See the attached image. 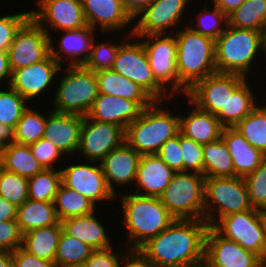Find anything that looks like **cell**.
I'll list each match as a JSON object with an SVG mask.
<instances>
[{"mask_svg":"<svg viewBox=\"0 0 266 267\" xmlns=\"http://www.w3.org/2000/svg\"><path fill=\"white\" fill-rule=\"evenodd\" d=\"M252 208L244 177L205 178L204 210L209 226L227 215Z\"/></svg>","mask_w":266,"mask_h":267,"instance_id":"52a82bcc","label":"cell"},{"mask_svg":"<svg viewBox=\"0 0 266 267\" xmlns=\"http://www.w3.org/2000/svg\"><path fill=\"white\" fill-rule=\"evenodd\" d=\"M62 183L61 169H46L28 178V198L35 201L54 202Z\"/></svg>","mask_w":266,"mask_h":267,"instance_id":"60d3db41","label":"cell"},{"mask_svg":"<svg viewBox=\"0 0 266 267\" xmlns=\"http://www.w3.org/2000/svg\"><path fill=\"white\" fill-rule=\"evenodd\" d=\"M36 1L37 8L29 9L31 17L49 37H52L53 32L77 30L87 26L81 0Z\"/></svg>","mask_w":266,"mask_h":267,"instance_id":"9a60e30c","label":"cell"},{"mask_svg":"<svg viewBox=\"0 0 266 267\" xmlns=\"http://www.w3.org/2000/svg\"><path fill=\"white\" fill-rule=\"evenodd\" d=\"M228 25L263 32L266 27V0H246L228 14Z\"/></svg>","mask_w":266,"mask_h":267,"instance_id":"74e56055","label":"cell"},{"mask_svg":"<svg viewBox=\"0 0 266 267\" xmlns=\"http://www.w3.org/2000/svg\"><path fill=\"white\" fill-rule=\"evenodd\" d=\"M49 111L43 138L49 140L66 158L76 156L83 116L59 113L52 109Z\"/></svg>","mask_w":266,"mask_h":267,"instance_id":"603a6c76","label":"cell"},{"mask_svg":"<svg viewBox=\"0 0 266 267\" xmlns=\"http://www.w3.org/2000/svg\"><path fill=\"white\" fill-rule=\"evenodd\" d=\"M180 146L183 156V171L203 175V145L180 133Z\"/></svg>","mask_w":266,"mask_h":267,"instance_id":"7dc6e473","label":"cell"},{"mask_svg":"<svg viewBox=\"0 0 266 267\" xmlns=\"http://www.w3.org/2000/svg\"><path fill=\"white\" fill-rule=\"evenodd\" d=\"M261 258L209 226L205 238L203 267H255Z\"/></svg>","mask_w":266,"mask_h":267,"instance_id":"ffe728a7","label":"cell"},{"mask_svg":"<svg viewBox=\"0 0 266 267\" xmlns=\"http://www.w3.org/2000/svg\"><path fill=\"white\" fill-rule=\"evenodd\" d=\"M54 207L60 222L67 218L90 214L98 209L91 200L63 183L55 195Z\"/></svg>","mask_w":266,"mask_h":267,"instance_id":"8d00e7d4","label":"cell"},{"mask_svg":"<svg viewBox=\"0 0 266 267\" xmlns=\"http://www.w3.org/2000/svg\"><path fill=\"white\" fill-rule=\"evenodd\" d=\"M16 221L22 234L60 222L54 202L35 201L29 198L17 208Z\"/></svg>","mask_w":266,"mask_h":267,"instance_id":"f546056e","label":"cell"},{"mask_svg":"<svg viewBox=\"0 0 266 267\" xmlns=\"http://www.w3.org/2000/svg\"><path fill=\"white\" fill-rule=\"evenodd\" d=\"M0 158L3 169L27 178L44 169L28 145L13 143L0 151Z\"/></svg>","mask_w":266,"mask_h":267,"instance_id":"1f68e13d","label":"cell"},{"mask_svg":"<svg viewBox=\"0 0 266 267\" xmlns=\"http://www.w3.org/2000/svg\"><path fill=\"white\" fill-rule=\"evenodd\" d=\"M260 99H261L262 102L260 101V102H259V103H260L259 105H260V106L264 109V111L266 112V103H265V102H266V99H265V97H264V99H263L262 96L260 97ZM264 100H265V102H264ZM262 103H263V104H262Z\"/></svg>","mask_w":266,"mask_h":267,"instance_id":"e7e4bbea","label":"cell"},{"mask_svg":"<svg viewBox=\"0 0 266 267\" xmlns=\"http://www.w3.org/2000/svg\"><path fill=\"white\" fill-rule=\"evenodd\" d=\"M17 206L0 196V222L16 219Z\"/></svg>","mask_w":266,"mask_h":267,"instance_id":"6f0895ef","label":"cell"},{"mask_svg":"<svg viewBox=\"0 0 266 267\" xmlns=\"http://www.w3.org/2000/svg\"><path fill=\"white\" fill-rule=\"evenodd\" d=\"M203 175L209 177H235L231 154L224 140L203 145Z\"/></svg>","mask_w":266,"mask_h":267,"instance_id":"836d02e7","label":"cell"},{"mask_svg":"<svg viewBox=\"0 0 266 267\" xmlns=\"http://www.w3.org/2000/svg\"><path fill=\"white\" fill-rule=\"evenodd\" d=\"M11 78H12V70L9 63L8 52L0 51V84L1 83L4 84L5 82L6 86H9Z\"/></svg>","mask_w":266,"mask_h":267,"instance_id":"9f6ffc18","label":"cell"},{"mask_svg":"<svg viewBox=\"0 0 266 267\" xmlns=\"http://www.w3.org/2000/svg\"><path fill=\"white\" fill-rule=\"evenodd\" d=\"M62 223L37 228L23 234L22 248L28 253L47 261H55Z\"/></svg>","mask_w":266,"mask_h":267,"instance_id":"4dcf8cb0","label":"cell"},{"mask_svg":"<svg viewBox=\"0 0 266 267\" xmlns=\"http://www.w3.org/2000/svg\"><path fill=\"white\" fill-rule=\"evenodd\" d=\"M202 5H204L203 9L198 10L199 13H189V15L192 14L191 16L195 20L188 19L186 26L194 32L215 41L228 27V15L223 13L214 4L209 6L207 3H204ZM193 13L195 14V17L193 16Z\"/></svg>","mask_w":266,"mask_h":267,"instance_id":"d590c367","label":"cell"},{"mask_svg":"<svg viewBox=\"0 0 266 267\" xmlns=\"http://www.w3.org/2000/svg\"><path fill=\"white\" fill-rule=\"evenodd\" d=\"M99 94H106L136 101L143 109L156 100L140 85L112 69L96 72Z\"/></svg>","mask_w":266,"mask_h":267,"instance_id":"83f0119b","label":"cell"},{"mask_svg":"<svg viewBox=\"0 0 266 267\" xmlns=\"http://www.w3.org/2000/svg\"><path fill=\"white\" fill-rule=\"evenodd\" d=\"M120 246H123L122 249L118 248ZM118 247L115 249L116 247L114 245L107 249L94 250L90 257L85 261L84 267H121L122 257L130 249L120 244Z\"/></svg>","mask_w":266,"mask_h":267,"instance_id":"681fc988","label":"cell"},{"mask_svg":"<svg viewBox=\"0 0 266 267\" xmlns=\"http://www.w3.org/2000/svg\"><path fill=\"white\" fill-rule=\"evenodd\" d=\"M251 146L266 156V112L258 105L234 127Z\"/></svg>","mask_w":266,"mask_h":267,"instance_id":"b9f144b4","label":"cell"},{"mask_svg":"<svg viewBox=\"0 0 266 267\" xmlns=\"http://www.w3.org/2000/svg\"><path fill=\"white\" fill-rule=\"evenodd\" d=\"M7 52L13 72L44 60L50 54V37L30 17L16 33Z\"/></svg>","mask_w":266,"mask_h":267,"instance_id":"2e32d148","label":"cell"},{"mask_svg":"<svg viewBox=\"0 0 266 267\" xmlns=\"http://www.w3.org/2000/svg\"><path fill=\"white\" fill-rule=\"evenodd\" d=\"M222 139L231 154L234 172L238 177H245L253 172L266 156L249 142L234 128L224 127Z\"/></svg>","mask_w":266,"mask_h":267,"instance_id":"f1b7e54d","label":"cell"},{"mask_svg":"<svg viewBox=\"0 0 266 267\" xmlns=\"http://www.w3.org/2000/svg\"><path fill=\"white\" fill-rule=\"evenodd\" d=\"M255 267H266V261H260Z\"/></svg>","mask_w":266,"mask_h":267,"instance_id":"03108f58","label":"cell"},{"mask_svg":"<svg viewBox=\"0 0 266 267\" xmlns=\"http://www.w3.org/2000/svg\"><path fill=\"white\" fill-rule=\"evenodd\" d=\"M13 143H15V130L0 123V151Z\"/></svg>","mask_w":266,"mask_h":267,"instance_id":"680465c9","label":"cell"},{"mask_svg":"<svg viewBox=\"0 0 266 267\" xmlns=\"http://www.w3.org/2000/svg\"><path fill=\"white\" fill-rule=\"evenodd\" d=\"M60 69L61 66L49 54L41 62L14 70L10 86L30 104L32 102L36 104L38 99L42 103L41 96L46 93L49 96V90L51 89L50 93H52V86H56L54 81L57 80Z\"/></svg>","mask_w":266,"mask_h":267,"instance_id":"e0dca14e","label":"cell"},{"mask_svg":"<svg viewBox=\"0 0 266 267\" xmlns=\"http://www.w3.org/2000/svg\"><path fill=\"white\" fill-rule=\"evenodd\" d=\"M81 2L87 25L92 29L110 34L115 31L116 34L119 31L124 33L123 31L127 29L128 34L133 33L134 19L124 9L120 0H81Z\"/></svg>","mask_w":266,"mask_h":267,"instance_id":"44dd1931","label":"cell"},{"mask_svg":"<svg viewBox=\"0 0 266 267\" xmlns=\"http://www.w3.org/2000/svg\"><path fill=\"white\" fill-rule=\"evenodd\" d=\"M165 102L155 101L144 108L125 130V142L140 155L157 154L167 140L180 133L179 111L174 113Z\"/></svg>","mask_w":266,"mask_h":267,"instance_id":"277c9868","label":"cell"},{"mask_svg":"<svg viewBox=\"0 0 266 267\" xmlns=\"http://www.w3.org/2000/svg\"><path fill=\"white\" fill-rule=\"evenodd\" d=\"M245 79L239 74L215 73L196 82L184 99L188 98L198 108L215 115L227 127L228 98Z\"/></svg>","mask_w":266,"mask_h":267,"instance_id":"30bf717a","label":"cell"},{"mask_svg":"<svg viewBox=\"0 0 266 267\" xmlns=\"http://www.w3.org/2000/svg\"><path fill=\"white\" fill-rule=\"evenodd\" d=\"M140 157L141 155L124 141L99 162L107 186L115 197L125 193V189L128 188L130 192L133 188Z\"/></svg>","mask_w":266,"mask_h":267,"instance_id":"d6986e66","label":"cell"},{"mask_svg":"<svg viewBox=\"0 0 266 267\" xmlns=\"http://www.w3.org/2000/svg\"><path fill=\"white\" fill-rule=\"evenodd\" d=\"M97 211L99 214L96 213ZM99 215H101L100 211L96 210L87 215L64 219L61 221L63 231L69 236L88 244L94 250L113 247L115 242H112L114 240L109 235V229H106L108 225L102 219L99 220L102 218Z\"/></svg>","mask_w":266,"mask_h":267,"instance_id":"484cf974","label":"cell"},{"mask_svg":"<svg viewBox=\"0 0 266 267\" xmlns=\"http://www.w3.org/2000/svg\"><path fill=\"white\" fill-rule=\"evenodd\" d=\"M246 0H210L207 3L214 4L223 13L230 14L233 10L237 9Z\"/></svg>","mask_w":266,"mask_h":267,"instance_id":"91938a15","label":"cell"},{"mask_svg":"<svg viewBox=\"0 0 266 267\" xmlns=\"http://www.w3.org/2000/svg\"><path fill=\"white\" fill-rule=\"evenodd\" d=\"M121 267H154L151 262L139 251L130 249L121 260Z\"/></svg>","mask_w":266,"mask_h":267,"instance_id":"db71d44e","label":"cell"},{"mask_svg":"<svg viewBox=\"0 0 266 267\" xmlns=\"http://www.w3.org/2000/svg\"><path fill=\"white\" fill-rule=\"evenodd\" d=\"M249 81L250 78H246L228 98L227 127H235L259 105V96L256 97L257 92H254L256 88Z\"/></svg>","mask_w":266,"mask_h":267,"instance_id":"e575fe53","label":"cell"},{"mask_svg":"<svg viewBox=\"0 0 266 267\" xmlns=\"http://www.w3.org/2000/svg\"><path fill=\"white\" fill-rule=\"evenodd\" d=\"M0 196L21 206L28 199V178L0 167Z\"/></svg>","mask_w":266,"mask_h":267,"instance_id":"ee69618b","label":"cell"},{"mask_svg":"<svg viewBox=\"0 0 266 267\" xmlns=\"http://www.w3.org/2000/svg\"><path fill=\"white\" fill-rule=\"evenodd\" d=\"M115 202L121 204L123 221L120 226L126 229L125 240L122 238L121 242L128 249H139L176 219L159 197L142 196L127 190L117 195Z\"/></svg>","mask_w":266,"mask_h":267,"instance_id":"7a4b0ae2","label":"cell"},{"mask_svg":"<svg viewBox=\"0 0 266 267\" xmlns=\"http://www.w3.org/2000/svg\"><path fill=\"white\" fill-rule=\"evenodd\" d=\"M111 69L140 85L156 101L166 100L170 104L179 100L155 80L143 44L133 35L119 48Z\"/></svg>","mask_w":266,"mask_h":267,"instance_id":"9c48e42d","label":"cell"},{"mask_svg":"<svg viewBox=\"0 0 266 267\" xmlns=\"http://www.w3.org/2000/svg\"><path fill=\"white\" fill-rule=\"evenodd\" d=\"M262 55V31L239 29L228 25L226 30L215 40L217 73L239 74L254 80L252 78L256 74L255 71H261L259 67L258 69L254 67H257L259 59V62L262 60Z\"/></svg>","mask_w":266,"mask_h":267,"instance_id":"3957f363","label":"cell"},{"mask_svg":"<svg viewBox=\"0 0 266 267\" xmlns=\"http://www.w3.org/2000/svg\"><path fill=\"white\" fill-rule=\"evenodd\" d=\"M142 111L143 108L136 101L99 94L86 116L95 121L117 124L126 130Z\"/></svg>","mask_w":266,"mask_h":267,"instance_id":"d4e9b609","label":"cell"},{"mask_svg":"<svg viewBox=\"0 0 266 267\" xmlns=\"http://www.w3.org/2000/svg\"><path fill=\"white\" fill-rule=\"evenodd\" d=\"M262 57L266 59V27L263 31V56ZM265 59H264V62L261 61L262 64L265 63L266 61Z\"/></svg>","mask_w":266,"mask_h":267,"instance_id":"be15d7a7","label":"cell"},{"mask_svg":"<svg viewBox=\"0 0 266 267\" xmlns=\"http://www.w3.org/2000/svg\"><path fill=\"white\" fill-rule=\"evenodd\" d=\"M174 34L177 42L178 95L184 98L196 82L217 73L215 41L188 26L179 28Z\"/></svg>","mask_w":266,"mask_h":267,"instance_id":"5b68a950","label":"cell"},{"mask_svg":"<svg viewBox=\"0 0 266 267\" xmlns=\"http://www.w3.org/2000/svg\"><path fill=\"white\" fill-rule=\"evenodd\" d=\"M124 9L129 15L135 19V17L141 13L148 5L154 0H120Z\"/></svg>","mask_w":266,"mask_h":267,"instance_id":"11a10c76","label":"cell"},{"mask_svg":"<svg viewBox=\"0 0 266 267\" xmlns=\"http://www.w3.org/2000/svg\"><path fill=\"white\" fill-rule=\"evenodd\" d=\"M208 227L205 220L175 219L139 251L154 267H203Z\"/></svg>","mask_w":266,"mask_h":267,"instance_id":"6da1fadb","label":"cell"},{"mask_svg":"<svg viewBox=\"0 0 266 267\" xmlns=\"http://www.w3.org/2000/svg\"><path fill=\"white\" fill-rule=\"evenodd\" d=\"M0 267H14L12 252L0 251Z\"/></svg>","mask_w":266,"mask_h":267,"instance_id":"94428289","label":"cell"},{"mask_svg":"<svg viewBox=\"0 0 266 267\" xmlns=\"http://www.w3.org/2000/svg\"><path fill=\"white\" fill-rule=\"evenodd\" d=\"M3 15V16H2ZM0 16V51H8L20 27L31 17V11L2 14Z\"/></svg>","mask_w":266,"mask_h":267,"instance_id":"bcb514c9","label":"cell"},{"mask_svg":"<svg viewBox=\"0 0 266 267\" xmlns=\"http://www.w3.org/2000/svg\"><path fill=\"white\" fill-rule=\"evenodd\" d=\"M40 111H42V109L37 110L35 104H30L23 112L15 128V143L29 146L43 138L47 115L50 112L46 109L43 110L44 113Z\"/></svg>","mask_w":266,"mask_h":267,"instance_id":"f35d334b","label":"cell"},{"mask_svg":"<svg viewBox=\"0 0 266 267\" xmlns=\"http://www.w3.org/2000/svg\"><path fill=\"white\" fill-rule=\"evenodd\" d=\"M22 237L16 219L0 222V251L13 252L22 247Z\"/></svg>","mask_w":266,"mask_h":267,"instance_id":"f907efd6","label":"cell"},{"mask_svg":"<svg viewBox=\"0 0 266 267\" xmlns=\"http://www.w3.org/2000/svg\"><path fill=\"white\" fill-rule=\"evenodd\" d=\"M192 0H154L134 19L133 36L174 34L185 27ZM190 3V4H189ZM185 14V12H187ZM188 14V16H187ZM186 17V18H185ZM183 19H187L186 21ZM184 24V26H182Z\"/></svg>","mask_w":266,"mask_h":267,"instance_id":"8fae6325","label":"cell"},{"mask_svg":"<svg viewBox=\"0 0 266 267\" xmlns=\"http://www.w3.org/2000/svg\"><path fill=\"white\" fill-rule=\"evenodd\" d=\"M174 174L175 171L157 154L141 155L136 180L130 192L142 196L160 197Z\"/></svg>","mask_w":266,"mask_h":267,"instance_id":"cb8c5ba5","label":"cell"},{"mask_svg":"<svg viewBox=\"0 0 266 267\" xmlns=\"http://www.w3.org/2000/svg\"><path fill=\"white\" fill-rule=\"evenodd\" d=\"M125 141V130L117 124L95 121L83 116L77 153L83 160L100 162Z\"/></svg>","mask_w":266,"mask_h":267,"instance_id":"ac0fdd59","label":"cell"},{"mask_svg":"<svg viewBox=\"0 0 266 267\" xmlns=\"http://www.w3.org/2000/svg\"><path fill=\"white\" fill-rule=\"evenodd\" d=\"M101 34L103 35L98 36L99 34H97V38H94L88 60L83 65L85 68L92 70L95 73L101 70L111 69L118 54L119 48L132 36V34L127 33H123V37L121 36L122 33L118 34L120 36L115 34V36H117L118 38L120 37V40L123 39L122 41H120L116 39L117 37H115V40L117 41L116 42L113 36H109V33ZM107 35L108 37H110V40L108 39ZM102 36L106 38L103 40ZM98 37L102 38L99 39Z\"/></svg>","mask_w":266,"mask_h":267,"instance_id":"d6a6232c","label":"cell"},{"mask_svg":"<svg viewBox=\"0 0 266 267\" xmlns=\"http://www.w3.org/2000/svg\"><path fill=\"white\" fill-rule=\"evenodd\" d=\"M29 147L34 157L46 169H61L58 165L61 164L60 162H63V159H67L55 146L50 143L49 140L44 138H41L36 143L29 145Z\"/></svg>","mask_w":266,"mask_h":267,"instance_id":"c3c4849f","label":"cell"},{"mask_svg":"<svg viewBox=\"0 0 266 267\" xmlns=\"http://www.w3.org/2000/svg\"><path fill=\"white\" fill-rule=\"evenodd\" d=\"M213 228L263 261V211L252 208L221 218Z\"/></svg>","mask_w":266,"mask_h":267,"instance_id":"5bb4252c","label":"cell"},{"mask_svg":"<svg viewBox=\"0 0 266 267\" xmlns=\"http://www.w3.org/2000/svg\"><path fill=\"white\" fill-rule=\"evenodd\" d=\"M14 267H56L55 262L40 259L25 251L22 247L12 252Z\"/></svg>","mask_w":266,"mask_h":267,"instance_id":"f5cc1de1","label":"cell"},{"mask_svg":"<svg viewBox=\"0 0 266 267\" xmlns=\"http://www.w3.org/2000/svg\"><path fill=\"white\" fill-rule=\"evenodd\" d=\"M96 32L98 31L87 25L77 30L59 31L58 41L55 40L56 33L53 34L54 39L50 37L51 56L61 67H65V65L67 67L83 66L88 60L93 40L97 37L96 34H99ZM56 43L59 45L58 47ZM66 61L67 63H64Z\"/></svg>","mask_w":266,"mask_h":267,"instance_id":"7402d4cb","label":"cell"},{"mask_svg":"<svg viewBox=\"0 0 266 267\" xmlns=\"http://www.w3.org/2000/svg\"><path fill=\"white\" fill-rule=\"evenodd\" d=\"M263 261H266V211H263Z\"/></svg>","mask_w":266,"mask_h":267,"instance_id":"6125c7cd","label":"cell"},{"mask_svg":"<svg viewBox=\"0 0 266 267\" xmlns=\"http://www.w3.org/2000/svg\"><path fill=\"white\" fill-rule=\"evenodd\" d=\"M80 160L78 162L73 161V158L64 160L69 165L61 166L62 183L91 200L98 208L104 207L106 201L110 207V202L115 203L116 197L107 186L100 163Z\"/></svg>","mask_w":266,"mask_h":267,"instance_id":"4fadbf2b","label":"cell"},{"mask_svg":"<svg viewBox=\"0 0 266 267\" xmlns=\"http://www.w3.org/2000/svg\"><path fill=\"white\" fill-rule=\"evenodd\" d=\"M244 180L251 206L266 211V158L253 172L246 175Z\"/></svg>","mask_w":266,"mask_h":267,"instance_id":"f6af8a7d","label":"cell"},{"mask_svg":"<svg viewBox=\"0 0 266 267\" xmlns=\"http://www.w3.org/2000/svg\"><path fill=\"white\" fill-rule=\"evenodd\" d=\"M93 251L94 249L88 244L69 236L62 230L54 262L56 267L81 266Z\"/></svg>","mask_w":266,"mask_h":267,"instance_id":"ab89813d","label":"cell"},{"mask_svg":"<svg viewBox=\"0 0 266 267\" xmlns=\"http://www.w3.org/2000/svg\"><path fill=\"white\" fill-rule=\"evenodd\" d=\"M60 71L48 106L55 112L86 116L99 95L96 73L84 66H65Z\"/></svg>","mask_w":266,"mask_h":267,"instance_id":"8992f818","label":"cell"},{"mask_svg":"<svg viewBox=\"0 0 266 267\" xmlns=\"http://www.w3.org/2000/svg\"><path fill=\"white\" fill-rule=\"evenodd\" d=\"M187 100L192 109L188 110L187 114L186 111L182 115L179 114L180 133L201 145L221 138L224 126L219 119Z\"/></svg>","mask_w":266,"mask_h":267,"instance_id":"4316f807","label":"cell"},{"mask_svg":"<svg viewBox=\"0 0 266 267\" xmlns=\"http://www.w3.org/2000/svg\"><path fill=\"white\" fill-rule=\"evenodd\" d=\"M71 267H84V265H81V266H71Z\"/></svg>","mask_w":266,"mask_h":267,"instance_id":"003e7915","label":"cell"},{"mask_svg":"<svg viewBox=\"0 0 266 267\" xmlns=\"http://www.w3.org/2000/svg\"><path fill=\"white\" fill-rule=\"evenodd\" d=\"M205 177L196 172H175L159 197L176 219L205 220Z\"/></svg>","mask_w":266,"mask_h":267,"instance_id":"ba28073f","label":"cell"},{"mask_svg":"<svg viewBox=\"0 0 266 267\" xmlns=\"http://www.w3.org/2000/svg\"><path fill=\"white\" fill-rule=\"evenodd\" d=\"M157 155L175 172H183V156L180 146V133L167 140Z\"/></svg>","mask_w":266,"mask_h":267,"instance_id":"816d5d0a","label":"cell"},{"mask_svg":"<svg viewBox=\"0 0 266 267\" xmlns=\"http://www.w3.org/2000/svg\"><path fill=\"white\" fill-rule=\"evenodd\" d=\"M143 44L155 80L178 97L177 42L175 34L135 36Z\"/></svg>","mask_w":266,"mask_h":267,"instance_id":"7c38bea8","label":"cell"},{"mask_svg":"<svg viewBox=\"0 0 266 267\" xmlns=\"http://www.w3.org/2000/svg\"><path fill=\"white\" fill-rule=\"evenodd\" d=\"M0 89V123L14 130L22 117L23 112L30 104L10 85Z\"/></svg>","mask_w":266,"mask_h":267,"instance_id":"7bdbcfd3","label":"cell"}]
</instances>
